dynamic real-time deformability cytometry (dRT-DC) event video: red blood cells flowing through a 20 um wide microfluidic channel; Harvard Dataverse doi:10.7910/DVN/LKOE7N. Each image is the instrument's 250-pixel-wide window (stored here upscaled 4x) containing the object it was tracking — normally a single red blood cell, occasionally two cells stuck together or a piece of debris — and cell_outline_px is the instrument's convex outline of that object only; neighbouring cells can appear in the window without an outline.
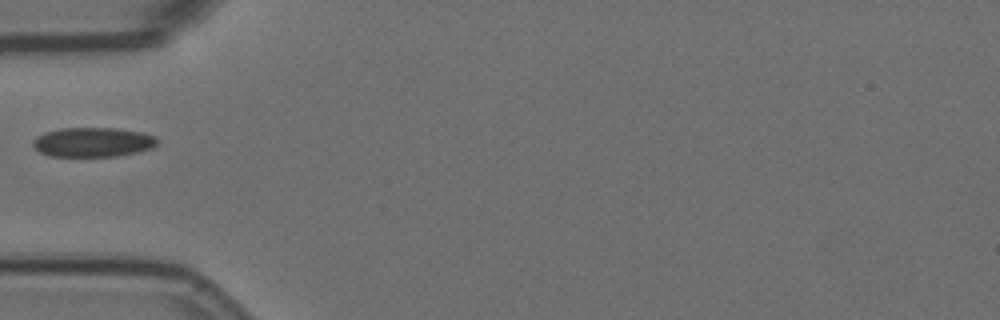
{"species": "Egyptian fruit bat (a non-hibernating species)", "species_latin": "Rousettus aegyptiacus", "temperature_condition": "room temperature", "stored_images_in_passage": 40, "camera_frame_rate_fps": 3000, "um_per_image_px": 0.085, "animal": {"sex": "female"}, "frame": {"image": 1, "passage_image": 1, "time_ms": 0.0, "image_size_px": [1000, 320], "cell_outline_px": [[156, 144], [152, 148], [136, 152], [116, 156], [48, 156], [40, 152], [32, 144], [32, 140], [36, 136], [44, 132], [60, 128], [116, 128], [140, 132], [156, 136]], "centroid_in_image_um": [7.85, 12.08], "position_along_channel_um": 77.1, "area_um2": 21.33}}
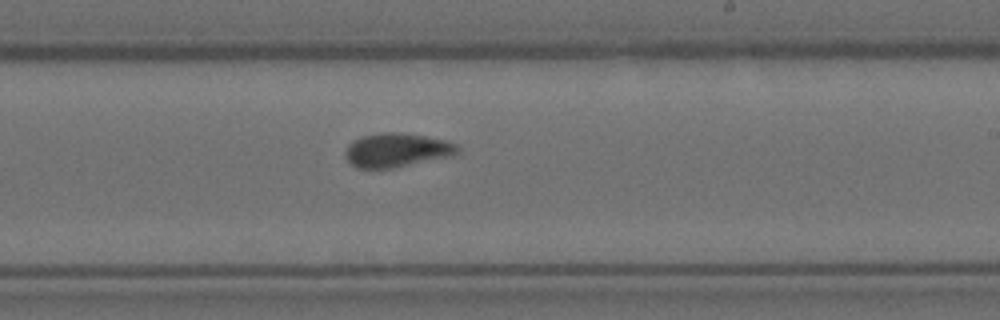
{"frame": {"image": 2, "passage_image": 16, "time_ms": 5.0, "image_size_px": [1000, 320], "cell_outline_px": [[460, 152], [452, 156], [392, 168], [356, 168], [348, 160], [348, 144], [352, 140], [364, 136], [384, 132], [400, 132], [448, 140], [456, 144], [460, 148]], "centroid_in_image_um": [33.79, 12.75], "position_along_channel_um": 255.2, "area_um2": 22.02}}
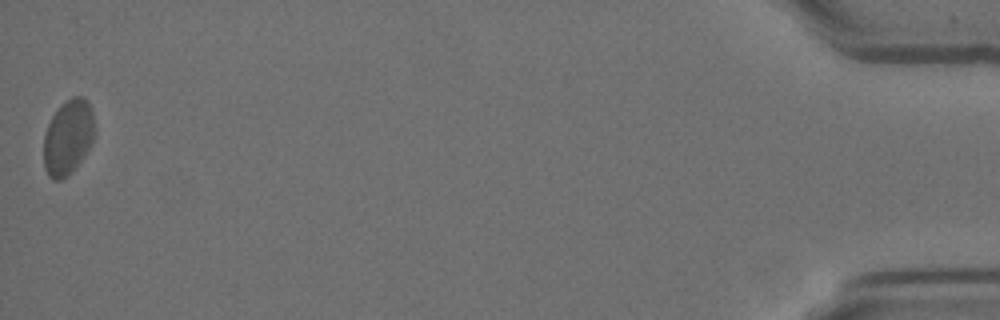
{"frame": {"image": 3, "passage_image": 39, "time_ms": 12.667, "image_size_px": [1000, 320], "cell_outline_px": [[96, 132], [88, 148], [80, 160], [68, 176], [60, 180], [52, 180], [48, 176], [44, 168], [44, 132], [52, 116], [60, 104], [64, 100], [72, 96], [84, 96], [88, 100], [92, 112], [96, 128]], "centroid_in_image_um": [5.78, 11.62], "position_along_channel_um": 429.4, "area_um2": 22.54}}